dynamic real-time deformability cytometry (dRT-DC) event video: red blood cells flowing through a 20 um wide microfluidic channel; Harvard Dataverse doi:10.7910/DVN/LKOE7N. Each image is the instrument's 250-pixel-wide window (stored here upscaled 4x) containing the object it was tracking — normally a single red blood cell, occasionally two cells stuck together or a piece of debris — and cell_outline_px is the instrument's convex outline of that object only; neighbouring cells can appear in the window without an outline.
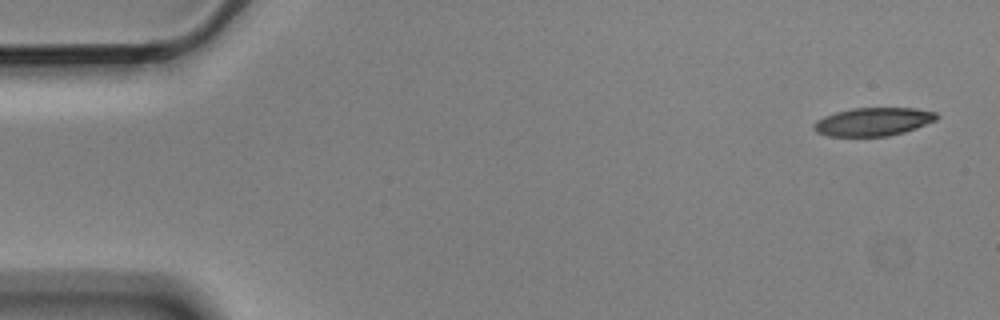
{"species": "Egyptian fruit bat (a non-hibernating species)", "species_latin": "Rousettus aegyptiacus", "temperature_condition": "cold", "stored_images_in_passage": 4, "camera_frame_rate_fps": 3000, "um_per_image_px": 0.085, "animal": {"sex": "male"}, "frame": {"image": 1, "passage_image": 1, "time_ms": 0.0, "image_size_px": [1000, 320], "cell_outline_px": [[940, 116], [936, 120], [916, 128], [904, 132], [888, 136], [828, 136], [816, 132], [812, 128], [812, 124], [816, 120], [824, 116], [836, 112], [852, 108], [916, 108], [936, 112]], "centroid_in_image_um": [74.21, 10.34], "position_along_channel_um": 10.8, "area_um2": 20.35}}
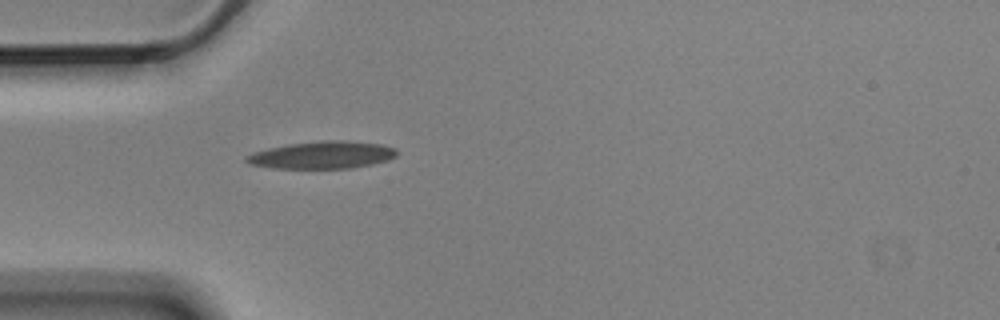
{"frame": {"image": 2, "passage_image": 4, "time_ms": 1.0, "image_size_px": [1000, 320], "cell_outline_px": [[396, 156], [388, 160], [372, 164], [352, 168], [272, 168], [248, 164], [244, 160], [244, 156], [252, 152], [268, 148], [288, 144], [324, 140], [344, 140], [380, 144], [396, 148]], "centroid_in_image_um": [27.35, 13.17], "position_along_channel_um": 57.7, "area_um2": 24.1}}